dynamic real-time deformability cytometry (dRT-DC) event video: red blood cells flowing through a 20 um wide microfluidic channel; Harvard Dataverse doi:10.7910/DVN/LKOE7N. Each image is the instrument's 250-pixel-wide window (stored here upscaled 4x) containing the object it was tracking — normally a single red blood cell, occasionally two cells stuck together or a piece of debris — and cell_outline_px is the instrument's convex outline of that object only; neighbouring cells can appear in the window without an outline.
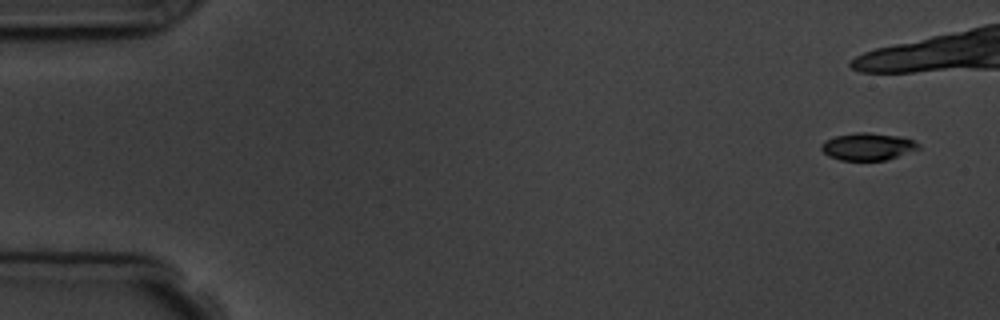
{"species": "common noctule bat (a hibernating species)", "species_latin": "Nyctalus noctula", "temperature_condition": "room temperature", "stored_images_in_passage": 8, "camera_frame_rate_fps": 3000, "um_per_image_px": 0.085, "animal": {"sex": "male", "body_mass_g": 19.5, "forearm_length_mm": 54.6}, "frame": {"image": 1, "passage_image": 1, "time_ms": 0.0, "image_size_px": [1000, 320], "cell_outline_px": [[920, 148], [884, 160], [840, 160], [828, 156], [820, 148], [820, 144], [824, 140], [836, 136], [856, 132], [868, 132], [896, 136], [912, 140], [920, 144]], "centroid_in_image_um": [73.69, 12.45], "position_along_channel_um": 11.3, "area_um2": 15.26}}